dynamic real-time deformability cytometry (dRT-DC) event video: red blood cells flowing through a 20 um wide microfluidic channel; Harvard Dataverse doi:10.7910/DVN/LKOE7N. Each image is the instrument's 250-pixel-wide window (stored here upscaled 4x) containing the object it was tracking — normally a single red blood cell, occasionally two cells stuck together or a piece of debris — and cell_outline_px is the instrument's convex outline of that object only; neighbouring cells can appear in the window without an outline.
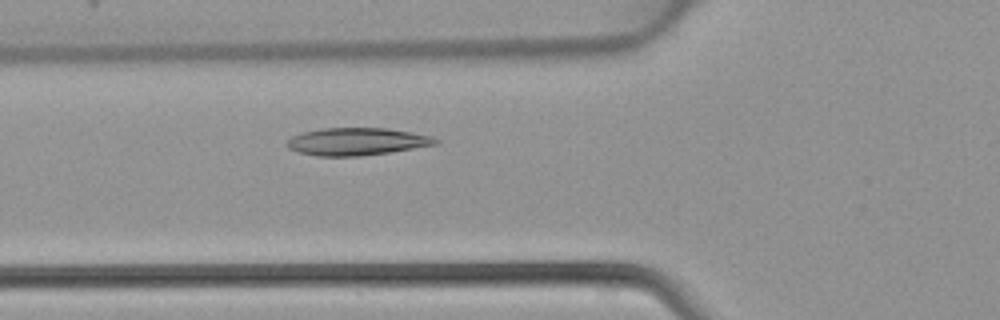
{"species": "common noctule bat (a hibernating species)", "species_latin": "Nyctalus noctula", "temperature_condition": "warm", "stored_images_in_passage": 4, "camera_frame_rate_fps": 3000, "um_per_image_px": 0.085, "animal": {"sex": "female", "body_mass_g": 22.7, "forearm_length_mm": 54.2}, "frame": {"image": 1, "passage_image": 4, "time_ms": 1.0, "image_size_px": [1000, 320], "cell_outline_px": [[440, 140], [436, 144], [388, 152], [360, 156], [316, 156], [300, 152], [288, 148], [284, 144], [292, 136], [304, 132], [320, 128], [388, 128], [412, 132], [432, 136]], "centroid_in_image_um": [30.31, 12.02], "position_along_channel_um": 95.5, "area_um2": 23.7}}